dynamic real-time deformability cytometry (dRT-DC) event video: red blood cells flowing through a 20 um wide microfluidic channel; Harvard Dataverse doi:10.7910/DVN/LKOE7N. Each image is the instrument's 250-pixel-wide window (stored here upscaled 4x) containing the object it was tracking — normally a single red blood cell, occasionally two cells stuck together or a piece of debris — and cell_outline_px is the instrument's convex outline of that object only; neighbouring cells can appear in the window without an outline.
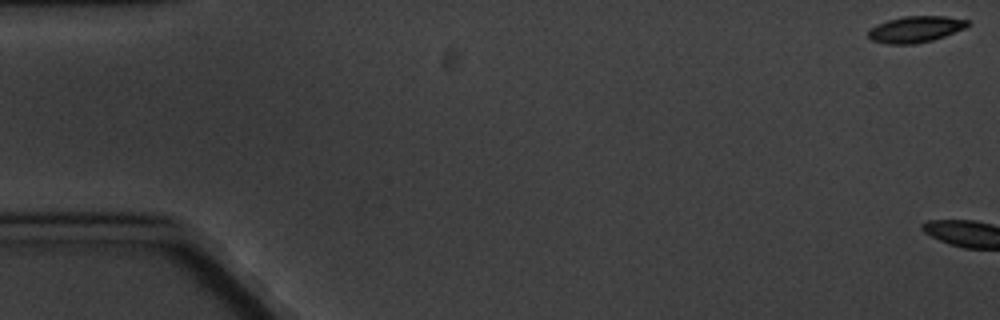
{"species": "common noctule bat (a hibernating species)", "species_latin": "Nyctalus noctula", "temperature_condition": "cold", "stored_images_in_passage": 3, "camera_frame_rate_fps": 3000, "um_per_image_px": 0.085, "animal": {"sex": "male", "body_mass_g": 20.1, "forearm_length_mm": 53.5}, "frame": {"image": 1, "passage_image": 1, "time_ms": 0.0, "image_size_px": [1000, 320], "cell_outline_px": [[972, 24], [964, 28], [944, 36], [932, 40], [912, 44], [888, 44], [872, 40], [868, 36], [868, 32], [876, 24], [888, 20], [904, 16], [944, 16], [968, 20]], "centroid_in_image_um": [77.83, 2.48], "position_along_channel_um": 7.2, "area_um2": 15.09}}